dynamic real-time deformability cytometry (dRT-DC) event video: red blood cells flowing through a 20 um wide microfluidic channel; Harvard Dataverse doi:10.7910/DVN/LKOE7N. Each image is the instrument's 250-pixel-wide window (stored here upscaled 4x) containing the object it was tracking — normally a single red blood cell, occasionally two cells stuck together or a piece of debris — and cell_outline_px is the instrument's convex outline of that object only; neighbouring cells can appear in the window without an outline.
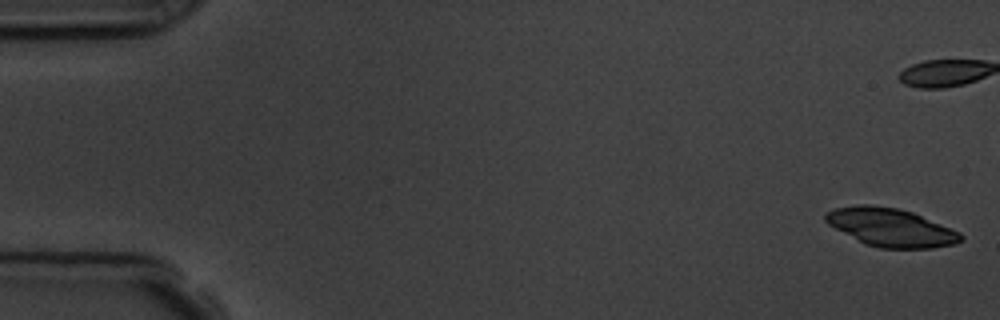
{"species": "common noctule bat (a hibernating species)", "species_latin": "Nyctalus noctula", "temperature_condition": "room temperature", "stored_images_in_passage": 6, "camera_frame_rate_fps": 3000, "um_per_image_px": 0.085, "animal": {"sex": "male", "body_mass_g": 19.5, "forearm_length_mm": 54.6}, "frame": {"image": 1, "passage_image": 1, "time_ms": 0.0, "image_size_px": [1000, 320], "cell_outline_px": [[964, 240], [956, 244], [932, 248], [880, 248], [864, 244], [828, 224], [824, 220], [824, 216], [828, 212], [836, 208], [856, 204], [872, 204], [896, 208], [912, 212], [960, 232], [964, 236]], "centroid_in_image_um": [75.73, 19.33], "position_along_channel_um": 9.3, "area_um2": 30.11}}